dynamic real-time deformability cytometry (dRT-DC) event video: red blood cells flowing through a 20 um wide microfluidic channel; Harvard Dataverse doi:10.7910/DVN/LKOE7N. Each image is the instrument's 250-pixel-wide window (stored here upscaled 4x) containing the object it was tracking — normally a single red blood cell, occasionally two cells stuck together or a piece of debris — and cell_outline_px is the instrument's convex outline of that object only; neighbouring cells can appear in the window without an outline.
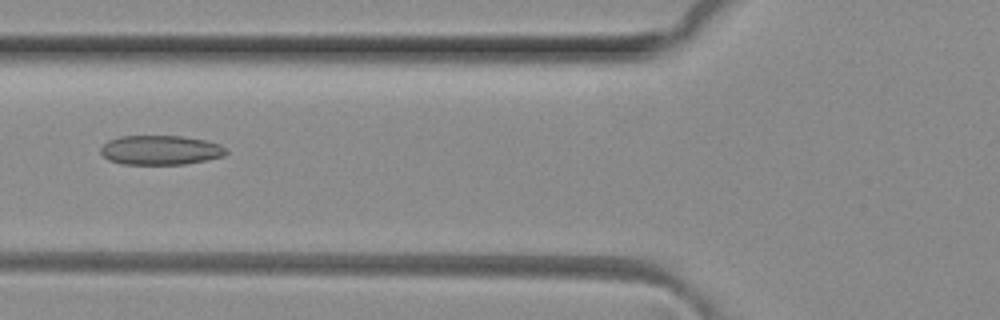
{"species": "common noctule bat (a hibernating species)", "species_latin": "Nyctalus noctula", "temperature_condition": "room temperature", "stored_images_in_passage": 4, "camera_frame_rate_fps": 3000, "um_per_image_px": 0.085, "animal": {"sex": "female", "body_mass_g": 29.2, "forearm_length_mm": 56.3}, "frame": {"image": 1, "passage_image": 4, "time_ms": 1.0, "image_size_px": [1000, 320], "cell_outline_px": [[228, 152], [224, 156], [208, 160], [184, 164], [124, 164], [108, 160], [100, 152], [100, 148], [108, 140], [120, 136], [184, 136], [204, 140], [220, 144]], "centroid_in_image_um": [13.64, 12.76], "position_along_channel_um": 112.2, "area_um2": 21.56}}